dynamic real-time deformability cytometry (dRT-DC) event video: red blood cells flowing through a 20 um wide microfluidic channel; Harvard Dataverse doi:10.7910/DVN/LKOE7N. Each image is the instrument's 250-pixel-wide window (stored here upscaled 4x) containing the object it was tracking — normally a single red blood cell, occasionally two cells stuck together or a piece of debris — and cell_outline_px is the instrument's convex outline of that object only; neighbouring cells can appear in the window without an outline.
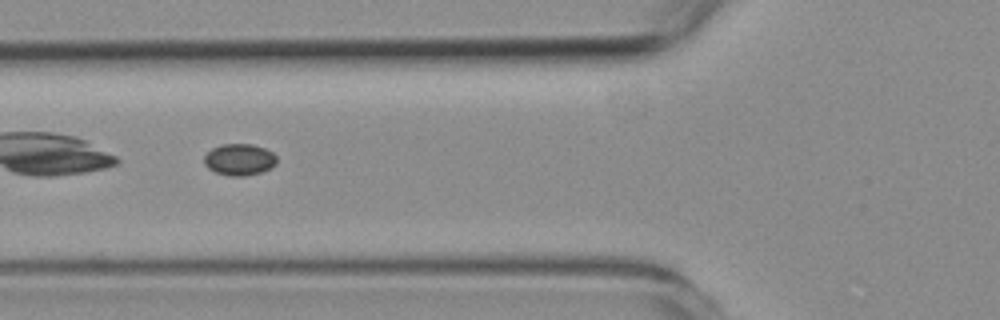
{"species": "common noctule bat (a hibernating species)", "species_latin": "Nyctalus noctula", "temperature_condition": "room temperature", "stored_images_in_passage": 36, "camera_frame_rate_fps": 3000, "um_per_image_px": 0.085, "animal": {"sex": "female", "body_mass_g": 19.3, "forearm_length_mm": 54.1}, "frame": {"image": 1, "passage_image": 5, "time_ms": 1.333, "image_size_px": [1000, 320], "cell_outline_px": [[276, 164], [272, 168], [260, 172], [244, 176], [228, 176], [216, 172], [208, 168], [204, 164], [204, 156], [212, 148], [224, 144], [252, 144], [264, 148], [272, 152], [276, 156]], "centroid_in_image_um": [20.35, 13.57], "position_along_channel_um": 105.5, "area_um2": 13.35}}
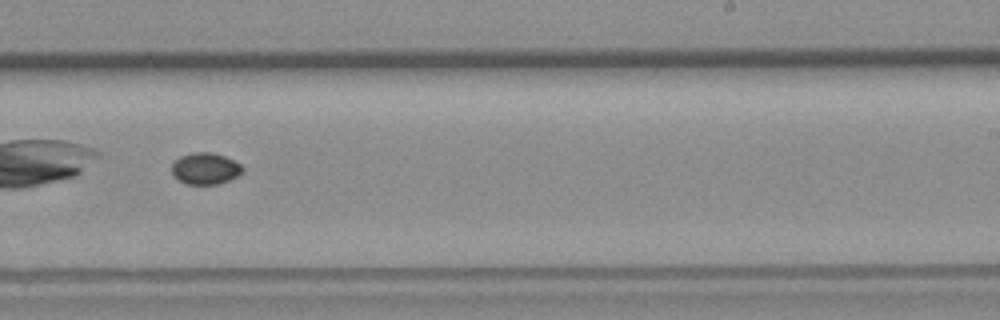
{"frame": {"image": 2, "passage_image": 19, "time_ms": 6.0, "image_size_px": [1000, 320], "cell_outline_px": [[244, 172], [240, 176], [220, 184], [184, 184], [176, 180], [172, 176], [172, 164], [180, 156], [192, 152], [212, 152], [224, 156], [240, 164], [244, 168]], "centroid_in_image_um": [17.46, 14.34], "position_along_channel_um": 271.5, "area_um2": 13.35}}